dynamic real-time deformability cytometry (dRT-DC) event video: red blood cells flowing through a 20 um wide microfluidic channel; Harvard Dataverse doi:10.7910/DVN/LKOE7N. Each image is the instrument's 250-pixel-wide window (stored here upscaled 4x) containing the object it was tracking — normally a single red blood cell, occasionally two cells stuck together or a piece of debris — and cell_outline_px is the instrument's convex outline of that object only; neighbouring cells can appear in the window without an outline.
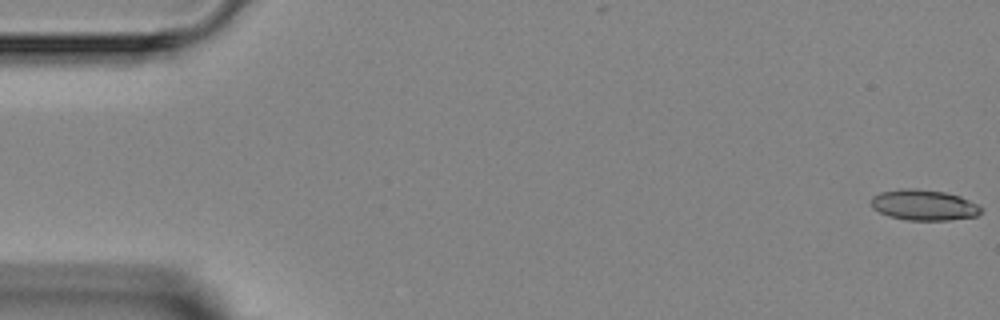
{"species": "Egyptian fruit bat (a non-hibernating species)", "species_latin": "Rousettus aegyptiacus", "temperature_condition": "room temperature", "stored_images_in_passage": 4, "camera_frame_rate_fps": 3000, "um_per_image_px": 0.085, "animal": {"sex": "female"}, "frame": {"image": 1, "passage_image": 1, "time_ms": 0.0, "image_size_px": [1000, 320], "cell_outline_px": [[980, 212], [976, 216], [948, 220], [908, 220], [888, 216], [872, 208], [872, 196], [880, 192], [908, 188], [912, 188], [944, 192], [960, 196], [976, 204], [980, 208]], "centroid_in_image_um": [78.5, 17.43], "position_along_channel_um": 6.5, "area_um2": 19.36}}